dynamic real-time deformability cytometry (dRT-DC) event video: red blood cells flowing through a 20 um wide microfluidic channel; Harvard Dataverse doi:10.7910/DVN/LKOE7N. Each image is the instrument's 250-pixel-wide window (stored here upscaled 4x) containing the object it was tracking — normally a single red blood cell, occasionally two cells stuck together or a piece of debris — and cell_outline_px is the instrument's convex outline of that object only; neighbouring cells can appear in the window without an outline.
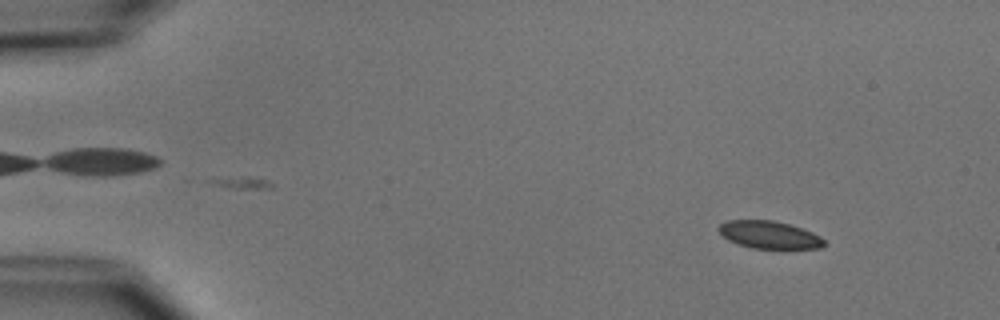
{"species": "common noctule bat (a hibernating species)", "species_latin": "Nyctalus noctula", "temperature_condition": "cold", "stored_images_in_passage": 54, "camera_frame_rate_fps": 3000, "um_per_image_px": 0.085, "animal": {"sex": "male", "body_mass_g": 15.6}, "frame": {"image": 1, "passage_image": 6, "time_ms": 1.667, "image_size_px": [1000, 320], "cell_outline_px": [[824, 244], [820, 248], [752, 248], [728, 240], [716, 228], [720, 224], [728, 220], [776, 220], [812, 232], [820, 236], [824, 240]], "centroid_in_image_um": [65.36, 19.94], "position_along_channel_um": 19.6, "area_um2": 16.7}}
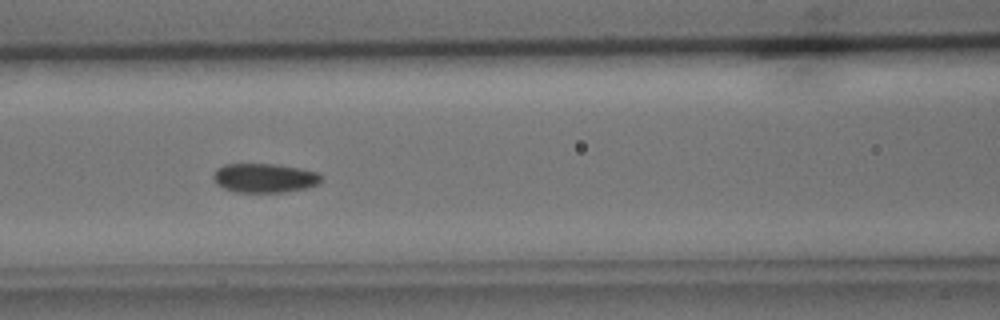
{"frame": {"image": 2, "passage_image": 24, "time_ms": 7.667, "image_size_px": [1000, 320], "cell_outline_px": [[320, 180], [316, 184], [308, 188], [284, 192], [236, 192], [224, 188], [216, 184], [212, 176], [216, 168], [224, 164], [276, 164], [300, 168], [320, 172]], "centroid_in_image_um": [22.46, 15.12], "position_along_channel_um": 144.1, "area_um2": 18.44}}
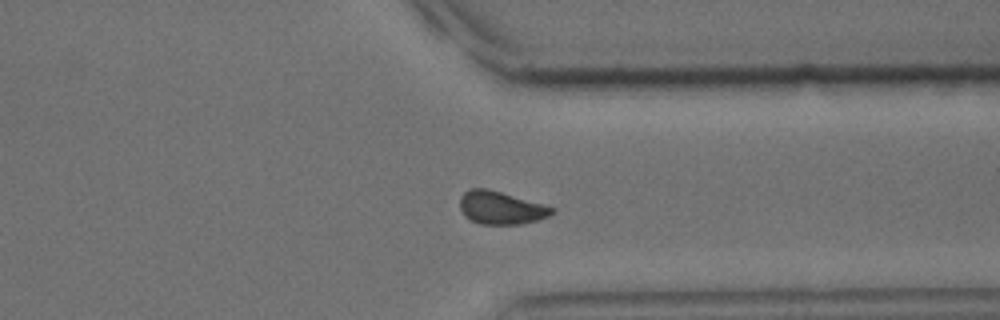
{"frame": {"image": 3, "passage_image": 42, "time_ms": 13.667, "image_size_px": [1000, 320], "cell_outline_px": [[556, 212], [548, 216], [536, 220], [520, 224], [480, 224], [464, 216], [460, 208], [460, 196], [468, 188], [488, 188], [556, 208]], "centroid_in_image_um": [42.56, 17.65], "position_along_channel_um": 368.8, "area_um2": 17.69}, "authors_computed_cell_mechanics": {"area_um2": 18.0336, "velocity_mm_per_s": 3.7436, "shape_relaxation_time_tau1_ms": 3.594, "shape_relaxation_time_tau2_ms": 3.8732, "deformation_change_tau1": 0.0804, "deformation_change_tau2": 0.0577}}